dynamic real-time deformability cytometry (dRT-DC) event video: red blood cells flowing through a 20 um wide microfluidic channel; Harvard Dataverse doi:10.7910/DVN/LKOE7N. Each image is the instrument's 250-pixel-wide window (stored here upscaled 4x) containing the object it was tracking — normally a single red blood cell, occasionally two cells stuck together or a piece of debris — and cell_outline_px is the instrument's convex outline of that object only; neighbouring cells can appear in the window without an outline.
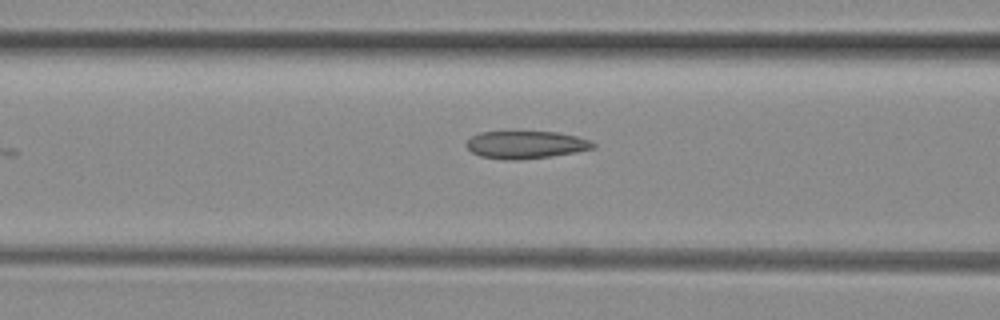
{"species": "common noctule bat (a hibernating species)", "species_latin": "Nyctalus noctula", "temperature_condition": "room temperature", "stored_images_in_passage": 11, "camera_frame_rate_fps": 3000, "um_per_image_px": 0.085, "animal": {"sex": "female", "body_mass_g": 29.2, "forearm_length_mm": 56.3}, "frame": {"image": 1, "passage_image": 6, "time_ms": 1.667, "image_size_px": [1000, 320], "cell_outline_px": [[596, 148], [552, 156], [520, 160], [508, 160], [480, 156], [472, 152], [468, 148], [468, 140], [472, 136], [480, 132], [556, 132], [576, 136], [588, 140], [596, 144]], "centroid_in_image_um": [44.71, 12.31], "position_along_channel_um": 121.9, "area_um2": 20.17}}
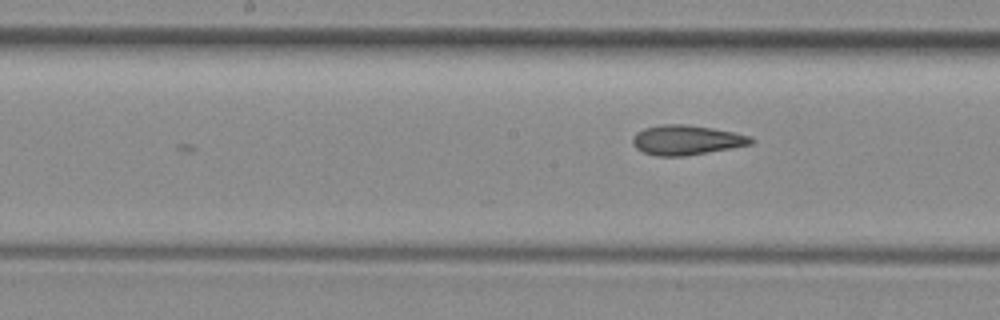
{"frame": {"image": 2, "passage_image": 11, "time_ms": 3.333, "image_size_px": [1000, 320], "cell_outline_px": [[756, 140], [752, 144], [732, 148], [680, 156], [656, 156], [644, 152], [636, 148], [632, 144], [632, 140], [636, 132], [644, 128], [664, 124], [688, 124], [712, 128], [752, 136]], "centroid_in_image_um": [58.36, 11.89], "position_along_channel_um": 189.8, "area_um2": 20.46}}